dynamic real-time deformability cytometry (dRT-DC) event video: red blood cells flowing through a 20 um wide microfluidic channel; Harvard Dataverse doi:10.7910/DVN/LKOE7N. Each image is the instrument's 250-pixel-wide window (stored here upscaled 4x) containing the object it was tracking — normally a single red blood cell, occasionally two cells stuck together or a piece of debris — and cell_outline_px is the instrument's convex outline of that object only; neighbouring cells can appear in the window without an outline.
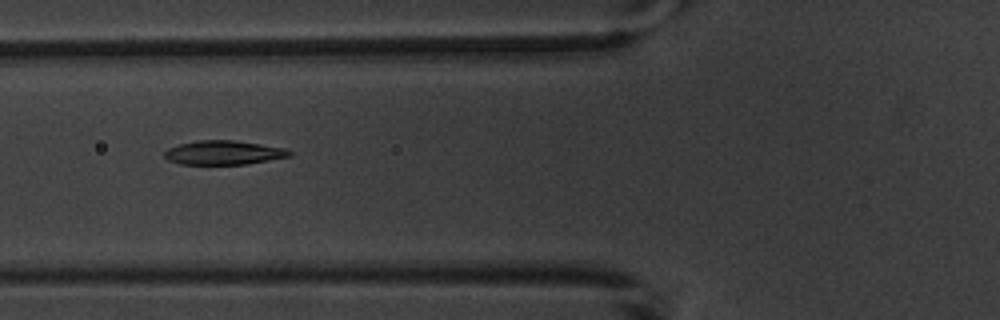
{"species": "common noctule bat (a hibernating species)", "species_latin": "Nyctalus noctula", "temperature_condition": "warm", "stored_images_in_passage": 12, "camera_frame_rate_fps": 3000, "um_per_image_px": 0.085, "animal": {"sex": "male", "body_mass_g": 20.1, "forearm_length_mm": 53.5}, "frame": {"image": 1, "passage_image": 6, "time_ms": 7.0, "image_size_px": [1000, 320], "cell_outline_px": [[292, 156], [248, 164], [180, 164], [168, 160], [164, 156], [164, 152], [168, 148], [180, 144], [196, 140], [232, 140], [260, 144], [284, 148], [292, 152]], "centroid_in_image_um": [19.01, 12.98], "position_along_channel_um": 106.8, "area_um2": 17.51}}
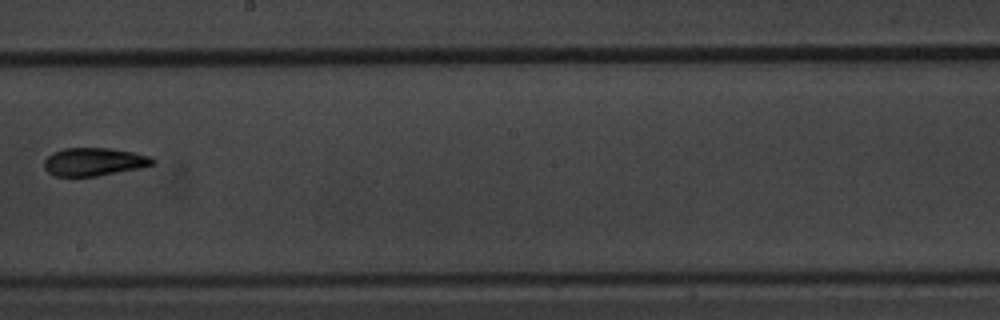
{"frame": {"image": 2, "passage_image": 9, "time_ms": 10.667, "image_size_px": [1000, 320], "cell_outline_px": [[156, 164], [144, 168], [96, 176], [56, 176], [48, 172], [44, 168], [44, 160], [52, 152], [64, 148], [108, 148], [132, 152], [152, 156], [156, 160]], "centroid_in_image_um": [8.04, 13.75], "position_along_channel_um": 240.2, "area_um2": 17.98}}
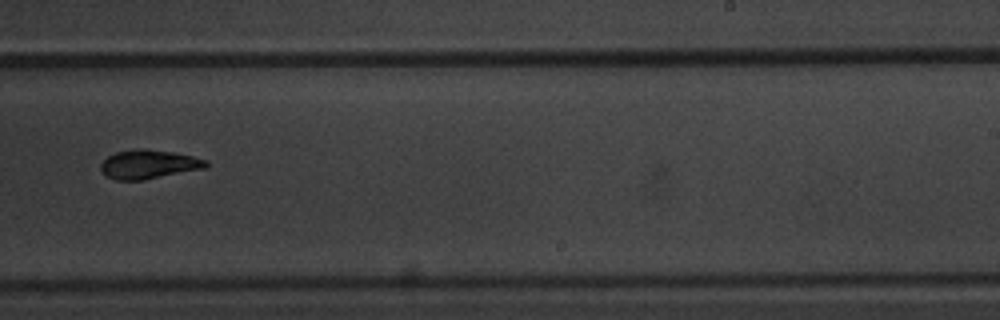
{"frame": {"image": 3, "passage_image": 10, "time_ms": 11.667, "image_size_px": [1000, 320], "cell_outline_px": [[208, 164], [204, 168], [144, 180], [116, 180], [104, 176], [100, 168], [100, 164], [108, 156], [116, 152], [136, 148], [144, 148], [172, 152], [192, 156], [208, 160]], "centroid_in_image_um": [12.6, 13.96], "position_along_channel_um": 276.4, "area_um2": 17.8}}